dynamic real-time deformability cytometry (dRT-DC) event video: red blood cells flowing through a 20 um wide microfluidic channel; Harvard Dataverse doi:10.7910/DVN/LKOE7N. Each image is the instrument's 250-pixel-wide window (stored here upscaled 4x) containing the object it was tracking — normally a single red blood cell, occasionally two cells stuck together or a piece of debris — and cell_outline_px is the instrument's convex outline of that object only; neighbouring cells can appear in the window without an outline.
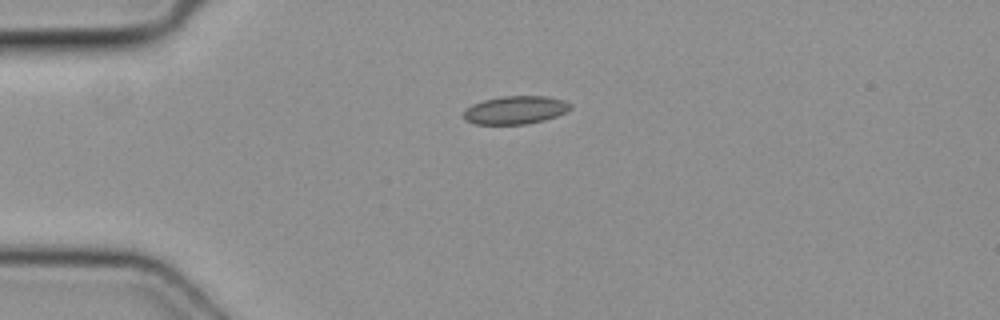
{"species": "common noctule bat (a hibernating species)", "species_latin": "Nyctalus noctula", "temperature_condition": "cold", "stored_images_in_passage": 5, "camera_frame_rate_fps": 3000, "um_per_image_px": 0.085, "animal": {"sex": "female", "body_mass_g": 19.3, "forearm_length_mm": 54.1}, "frame": {"image": 1, "passage_image": 5, "time_ms": 1.333, "image_size_px": [1000, 320], "cell_outline_px": [[572, 108], [556, 116], [544, 120], [528, 124], [476, 124], [468, 120], [464, 116], [464, 112], [472, 104], [484, 100], [500, 96], [544, 96], [564, 100], [572, 104]], "centroid_in_image_um": [43.84, 9.34], "position_along_channel_um": 41.2, "area_um2": 17.34}}